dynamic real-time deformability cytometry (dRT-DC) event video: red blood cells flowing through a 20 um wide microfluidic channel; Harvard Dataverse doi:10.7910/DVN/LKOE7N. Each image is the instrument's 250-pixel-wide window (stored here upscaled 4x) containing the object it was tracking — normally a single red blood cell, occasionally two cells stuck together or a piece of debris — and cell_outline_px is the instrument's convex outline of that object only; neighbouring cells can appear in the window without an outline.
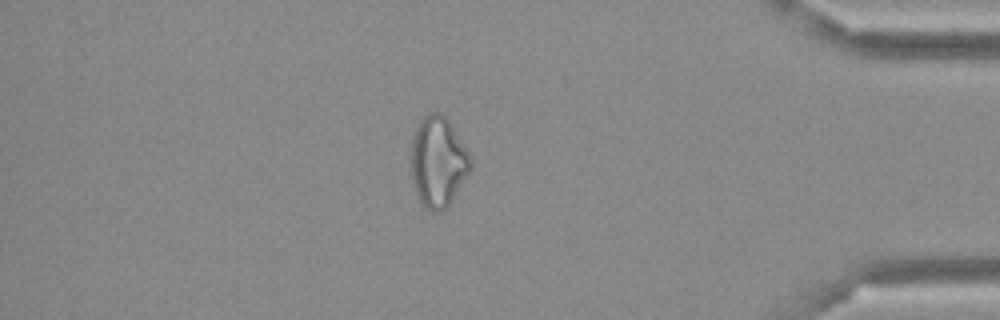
{"species": "Egyptian fruit bat (a non-hibernating species)", "species_latin": "Rousettus aegyptiacus", "temperature_condition": "cold", "stored_images_in_passage": 48, "camera_frame_rate_fps": 3000, "um_per_image_px": 0.085, "frame": {"image": 1, "passage_image": 41, "time_ms": 13.333, "image_size_px": [1000, 320], "cell_outline_px": [[472, 168], [448, 204], [440, 212], [432, 212], [424, 208], [420, 204], [416, 192], [412, 176], [412, 140], [416, 128], [420, 120], [428, 112], [440, 112], [448, 120], [468, 152], [472, 160]], "centroid_in_image_um": [37.23, 13.76], "position_along_channel_um": 398.0, "area_um2": 30.92}}